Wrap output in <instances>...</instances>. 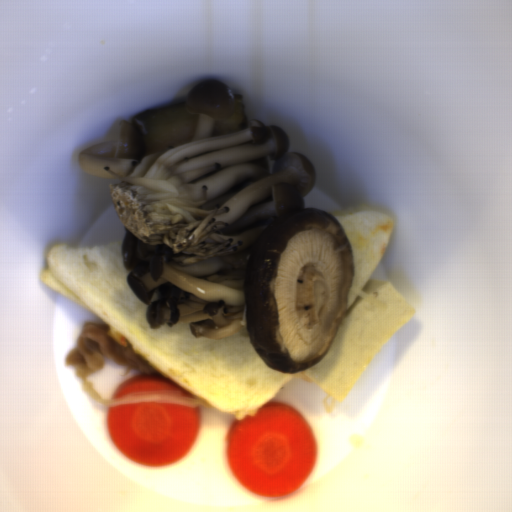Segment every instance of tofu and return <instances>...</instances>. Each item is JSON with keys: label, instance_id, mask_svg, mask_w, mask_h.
<instances>
[{"label": "tofu", "instance_id": "5b9d583a", "mask_svg": "<svg viewBox=\"0 0 512 512\" xmlns=\"http://www.w3.org/2000/svg\"><path fill=\"white\" fill-rule=\"evenodd\" d=\"M416 314L391 280L366 281L321 361L300 371L342 401L383 347Z\"/></svg>", "mask_w": 512, "mask_h": 512}]
</instances>
